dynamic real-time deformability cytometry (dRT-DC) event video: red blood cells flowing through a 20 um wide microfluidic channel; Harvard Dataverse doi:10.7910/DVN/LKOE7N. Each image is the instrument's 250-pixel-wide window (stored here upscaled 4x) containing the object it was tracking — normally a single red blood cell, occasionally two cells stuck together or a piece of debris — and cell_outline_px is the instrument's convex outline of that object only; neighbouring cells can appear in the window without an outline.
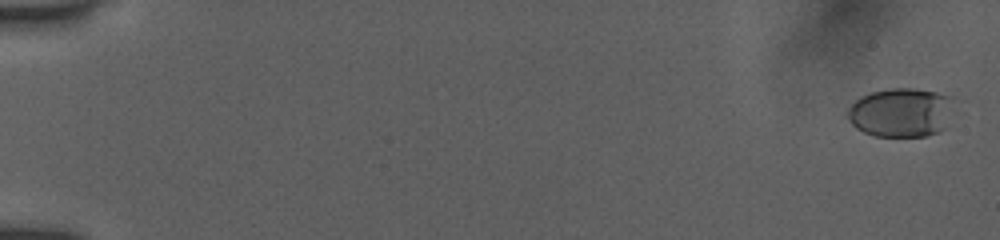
{"species": "human", "species_latin": "Homo sapiens", "temperature_condition": "room temperature", "stored_images_in_passage": 55, "camera_frame_rate_fps": 3000, "um_per_image_px": 0.085, "donor": {"sex": "female"}, "frame": {"image": 1, "passage_image": 2, "time_ms": 0.333, "image_size_px": [1000, 240], "cell_outline_px": [[964, 100], [956, 112], [944, 128], [936, 132], [924, 136], [872, 136], [856, 128], [848, 120], [848, 108], [860, 96], [872, 92], [888, 88], [916, 88], [936, 92], [952, 96]], "centroid_in_image_um": [76.74, 9.53], "position_along_channel_um": 8.3, "area_um2": 31.62}}
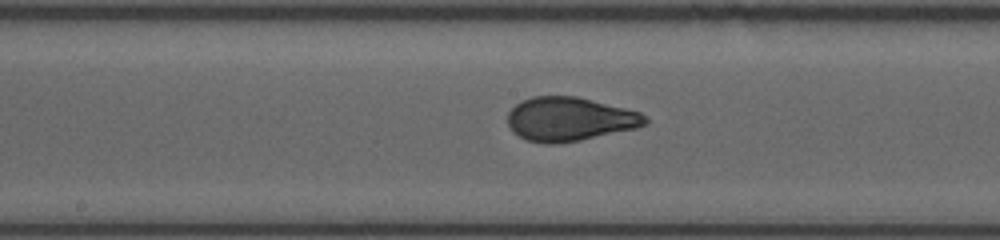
{"frame": {"image": 2, "passage_image": 31, "time_ms": 10.0, "image_size_px": [1000, 240], "cell_outline_px": [[648, 124], [636, 128], [580, 140], [560, 144], [544, 144], [524, 140], [512, 132], [508, 124], [508, 112], [516, 104], [532, 96], [576, 96], [640, 112], [648, 120]], "centroid_in_image_um": [48.38, 10.14], "position_along_channel_um": 199.8, "area_um2": 35.2}}
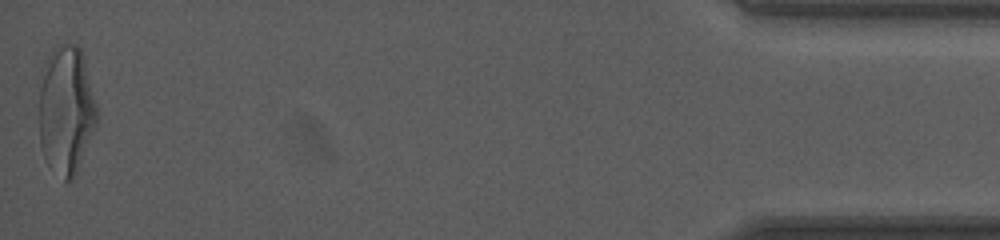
{"frame": {"image": 3, "passage_image": 55, "time_ms": 18.0, "image_size_px": [1000, 240], "cell_outline_px": [[96, 124], [76, 172], [72, 180], [64, 180], [44, 156], [40, 144], [40, 68], [44, 60], [56, 44], [76, 44], [80, 48], [84, 56], [96, 108]], "centroid_in_image_um": [5.59, 9.25], "position_along_channel_um": 429.6, "area_um2": 42.83}, "authors_computed_cell_mechanics": {"area_um2": 34.7956, "velocity_mm_per_s": 3.9144, "shape_relaxation_time_tau1_ms": 5.66, "shape_relaxation_time_tau2_ms": null, "deformation_change_tau1": 0.2151, "deformation_change_tau2": null}}